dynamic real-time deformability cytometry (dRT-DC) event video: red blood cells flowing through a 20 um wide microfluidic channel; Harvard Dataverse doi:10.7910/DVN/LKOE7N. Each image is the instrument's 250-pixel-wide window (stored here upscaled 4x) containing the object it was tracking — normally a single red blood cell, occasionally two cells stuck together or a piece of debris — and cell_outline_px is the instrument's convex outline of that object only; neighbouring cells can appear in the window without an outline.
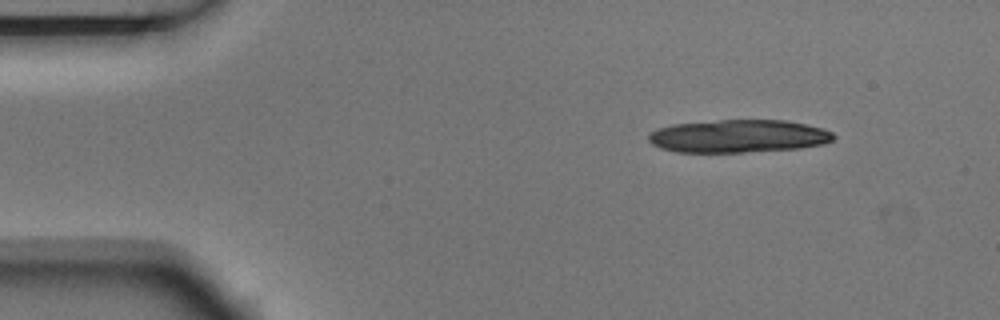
{"species": "Egyptian fruit bat (a non-hibernating species)", "species_latin": "Rousettus aegyptiacus", "temperature_condition": "room temperature", "stored_images_in_passage": 4, "camera_frame_rate_fps": 3000, "um_per_image_px": 0.085, "animal": {"sex": "male"}, "frame": {"image": 1, "passage_image": 1, "time_ms": 0.0, "image_size_px": [1000, 320], "cell_outline_px": [[836, 136], [832, 140], [824, 144], [800, 148], [744, 152], [676, 152], [660, 148], [652, 144], [648, 140], [648, 132], [672, 124], [720, 120], [784, 120], [824, 128], [832, 132]], "centroid_in_image_um": [62.76, 11.57], "position_along_channel_um": 22.2, "area_um2": 35.55}}